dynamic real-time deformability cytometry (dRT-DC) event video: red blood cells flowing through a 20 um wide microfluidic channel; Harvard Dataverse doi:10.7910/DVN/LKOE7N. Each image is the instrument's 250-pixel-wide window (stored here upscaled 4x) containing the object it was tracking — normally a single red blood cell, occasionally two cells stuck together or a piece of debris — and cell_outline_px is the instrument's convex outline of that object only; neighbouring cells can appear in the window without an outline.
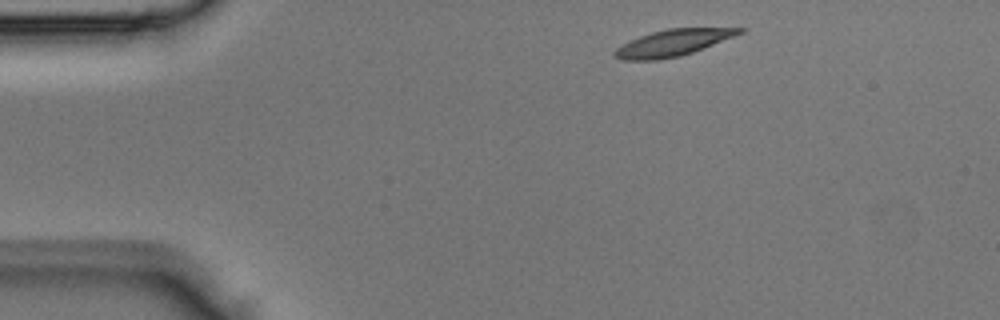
{"species": "Egyptian fruit bat (a non-hibernating species)", "species_latin": "Rousettus aegyptiacus", "temperature_condition": "room temperature", "stored_images_in_passage": 3, "camera_frame_rate_fps": 3000, "um_per_image_px": 0.085, "animal": {"sex": "male"}, "frame": {"image": 1, "passage_image": 1, "time_ms": 0.0, "image_size_px": [1000, 320], "cell_outline_px": [[744, 32], [692, 52], [680, 56], [660, 60], [620, 60], [612, 56], [612, 52], [616, 48], [628, 40], [652, 32], [668, 28], [744, 28]], "centroid_in_image_um": [57.1, 3.65], "position_along_channel_um": 27.9, "area_um2": 19.19}}
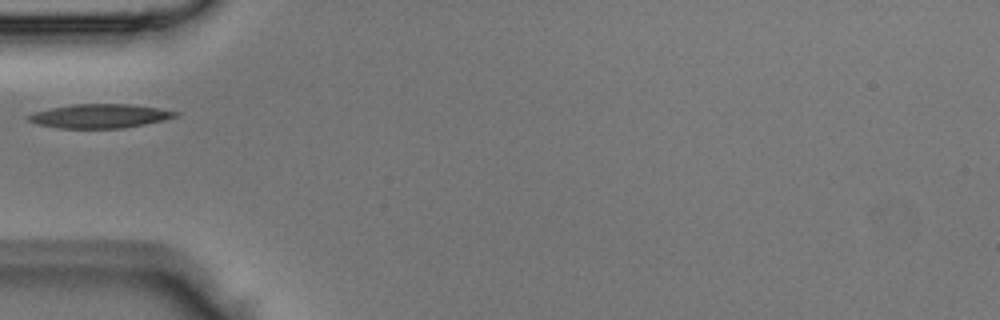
{"frame": {"image": 2, "passage_image": 3, "time_ms": 0.667, "image_size_px": [1000, 320], "cell_outline_px": [[180, 112], [176, 116], [164, 120], [124, 128], [60, 128], [36, 124], [28, 120], [28, 116], [36, 112], [52, 108], [76, 104], [128, 104], [156, 108]], "centroid_in_image_um": [8.5, 9.87], "position_along_channel_um": 76.5, "area_um2": 20.17}}